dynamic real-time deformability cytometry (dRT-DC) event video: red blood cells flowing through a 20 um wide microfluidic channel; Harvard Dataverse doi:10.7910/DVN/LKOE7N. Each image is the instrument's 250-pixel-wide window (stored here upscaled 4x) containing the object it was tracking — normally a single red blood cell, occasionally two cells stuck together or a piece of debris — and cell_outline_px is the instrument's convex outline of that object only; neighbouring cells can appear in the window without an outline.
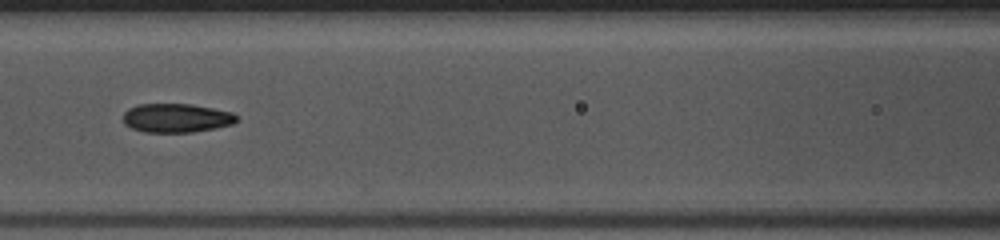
{"species": "common noctule bat (a hibernating species)", "species_latin": "Nyctalus noctula", "temperature_condition": "warm", "stored_images_in_passage": 28, "camera_frame_rate_fps": 3000, "um_per_image_px": 0.085, "animal": {"sex": "female", "body_mass_g": 10.0, "forearm_length_mm": 53.1}, "frame": {"image": 1, "passage_image": 7, "time_ms": 2.0, "image_size_px": [1000, 240], "cell_outline_px": [[236, 120], [232, 124], [216, 128], [192, 132], [144, 132], [132, 128], [124, 124], [124, 112], [128, 108], [136, 104], [192, 104], [232, 112], [236, 116]], "centroid_in_image_um": [14.96, 10.02], "position_along_channel_um": 151.6, "area_um2": 19.07}}
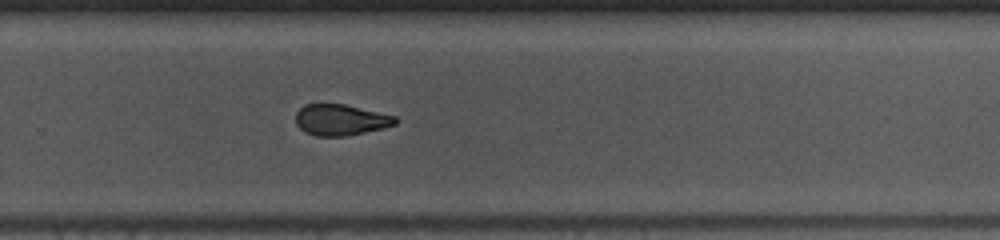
{"frame": {"image": 2, "passage_image": 18, "time_ms": 5.667, "image_size_px": [1000, 240], "cell_outline_px": [[400, 120], [396, 124], [384, 128], [344, 136], [316, 136], [304, 132], [296, 124], [296, 112], [304, 104], [344, 104], [396, 116]], "centroid_in_image_um": [28.96, 10.19], "position_along_channel_um": 300.8, "area_um2": 18.09}}
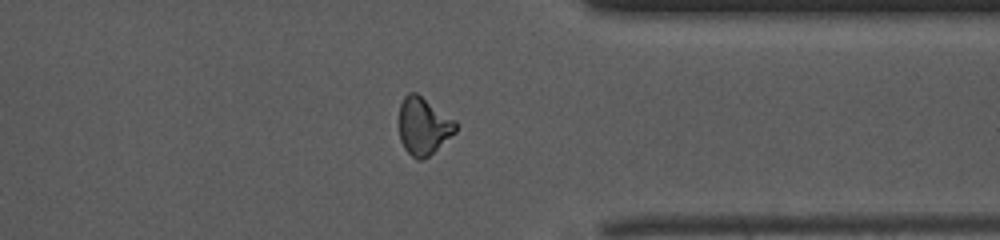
{"frame": {"image": 3, "passage_image": 24, "time_ms": 7.667, "image_size_px": [1000, 240], "cell_outline_px": [[456, 132], [428, 156], [420, 160], [416, 160], [404, 148], [400, 140], [400, 104], [404, 96], [408, 92], [416, 92], [456, 120]], "centroid_in_image_um": [35.99, 10.7], "position_along_channel_um": 375.4, "area_um2": 18.84}}